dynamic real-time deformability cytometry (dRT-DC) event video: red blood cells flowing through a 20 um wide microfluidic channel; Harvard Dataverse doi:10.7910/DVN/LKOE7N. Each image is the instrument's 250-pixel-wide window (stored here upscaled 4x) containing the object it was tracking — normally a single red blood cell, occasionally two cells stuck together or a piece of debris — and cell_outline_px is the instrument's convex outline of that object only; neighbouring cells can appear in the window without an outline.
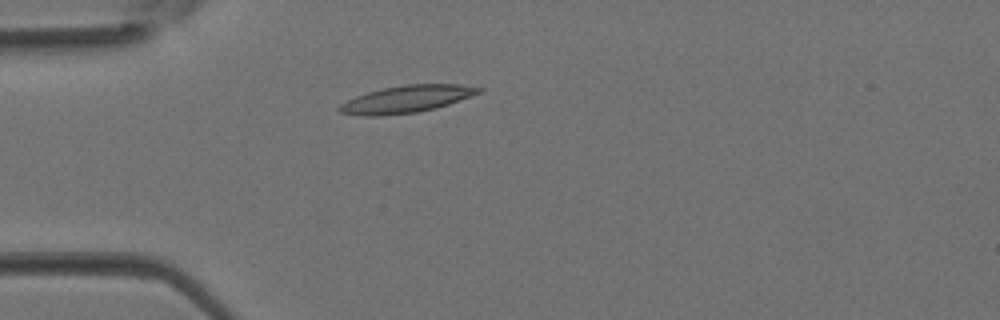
{"species": "Egyptian fruit bat (a non-hibernating species)", "species_latin": "Rousettus aegyptiacus", "temperature_condition": "room temperature", "stored_images_in_passage": 3, "camera_frame_rate_fps": 3000, "um_per_image_px": 0.085, "animal": {"sex": "female"}, "frame": {"image": 1, "passage_image": 3, "time_ms": 0.667, "image_size_px": [1000, 320], "cell_outline_px": [[484, 88], [480, 92], [448, 104], [436, 108], [416, 112], [380, 116], [364, 116], [340, 112], [336, 108], [340, 104], [356, 96], [368, 92], [384, 88], [404, 84], [460, 84]], "centroid_in_image_um": [34.53, 8.42], "position_along_channel_um": 50.5, "area_um2": 21.85}}